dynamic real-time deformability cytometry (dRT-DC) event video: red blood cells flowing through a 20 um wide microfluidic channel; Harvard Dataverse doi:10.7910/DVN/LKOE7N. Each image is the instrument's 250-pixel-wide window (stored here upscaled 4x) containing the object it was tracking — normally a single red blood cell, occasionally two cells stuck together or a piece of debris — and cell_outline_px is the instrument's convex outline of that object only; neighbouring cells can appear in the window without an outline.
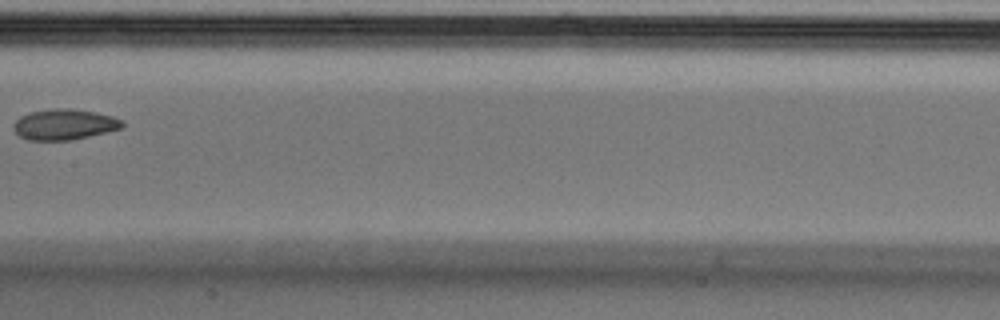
{"species": "Egyptian fruit bat (a non-hibernating species)", "species_latin": "Rousettus aegyptiacus", "temperature_condition": "cold", "stored_images_in_passage": 8, "camera_frame_rate_fps": 3000, "um_per_image_px": 0.085, "animal": {"sex": "male"}, "frame": {"image": 1, "passage_image": 7, "time_ms": 2.0, "image_size_px": [1000, 320], "cell_outline_px": [[124, 124], [120, 128], [108, 132], [72, 140], [28, 140], [20, 136], [12, 128], [12, 124], [20, 116], [32, 112], [52, 108], [68, 108], [96, 112], [112, 116], [120, 120]], "centroid_in_image_um": [5.44, 10.58], "position_along_channel_um": 202.0, "area_um2": 19.42}}
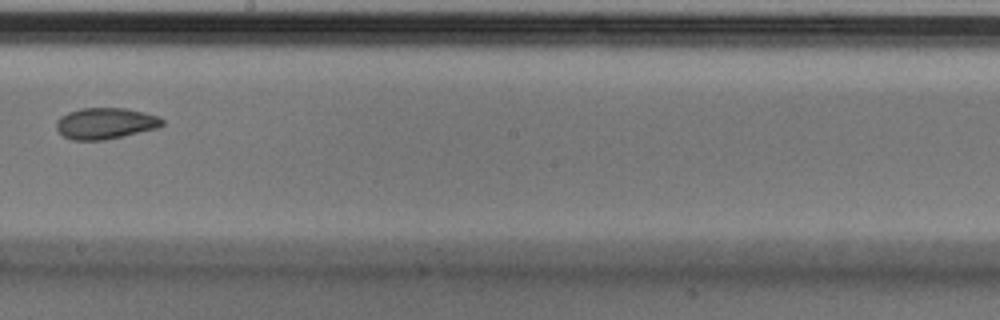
{"frame": {"image": 2, "passage_image": 8, "time_ms": 2.333, "image_size_px": [1000, 320], "cell_outline_px": [[164, 124], [160, 128], [104, 140], [72, 140], [64, 136], [56, 128], [56, 120], [60, 116], [68, 112], [80, 108], [128, 108], [144, 112], [156, 116], [164, 120]], "centroid_in_image_um": [8.97, 10.48], "position_along_channel_um": 239.2, "area_um2": 19.42}}